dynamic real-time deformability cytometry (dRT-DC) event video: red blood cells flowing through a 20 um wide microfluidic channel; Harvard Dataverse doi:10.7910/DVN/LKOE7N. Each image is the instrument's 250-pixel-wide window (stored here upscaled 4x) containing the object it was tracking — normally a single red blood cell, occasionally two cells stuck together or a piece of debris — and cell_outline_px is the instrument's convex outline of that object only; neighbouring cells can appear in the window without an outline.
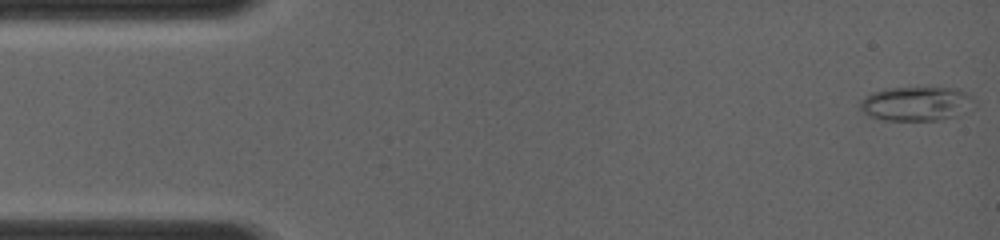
{"species": "common noctule bat (a hibernating species)", "species_latin": "Nyctalus noctula", "temperature_condition": "room temperature", "stored_images_in_passage": 8, "camera_frame_rate_fps": 4000, "um_per_image_px": 0.085, "animal": {"sex": "female", "body_mass_g": 19.0, "forearm_length_mm": 56.7}, "frame": {"image": 1, "passage_image": 1, "time_ms": 0.0, "image_size_px": [1000, 240], "cell_outline_px": [[976, 104], [952, 116], [936, 120], [884, 120], [868, 116], [860, 108], [860, 100], [864, 96], [872, 92], [888, 88], [960, 88], [972, 96], [976, 100]], "centroid_in_image_um": [77.86, 8.8], "position_along_channel_um": 7.1, "area_um2": 22.66}}
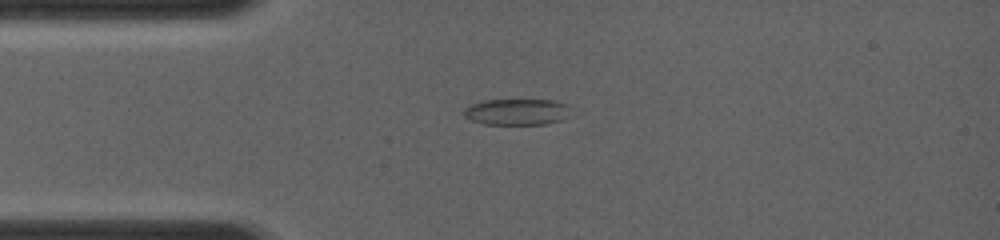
{"frame": {"image": 2, "passage_image": 6, "time_ms": 3.0, "image_size_px": [1000, 240], "cell_outline_px": [[568, 104], [560, 120], [548, 124], [484, 124], [472, 120], [464, 116], [464, 108], [468, 104], [484, 100], [552, 100]], "centroid_in_image_um": [43.81, 9.5], "position_along_channel_um": 41.2, "area_um2": 16.01}}